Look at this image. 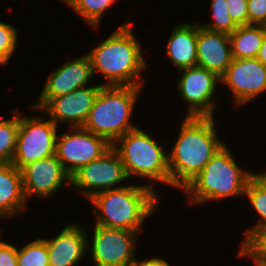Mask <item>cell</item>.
<instances>
[{
  "instance_id": "5",
  "label": "cell",
  "mask_w": 266,
  "mask_h": 266,
  "mask_svg": "<svg viewBox=\"0 0 266 266\" xmlns=\"http://www.w3.org/2000/svg\"><path fill=\"white\" fill-rule=\"evenodd\" d=\"M147 131L139 126L124 134L112 148L120 155L128 179L137 177L147 180L148 183L144 185L158 194L154 184L162 183L170 187L168 148L166 149L164 141L158 143Z\"/></svg>"
},
{
  "instance_id": "3",
  "label": "cell",
  "mask_w": 266,
  "mask_h": 266,
  "mask_svg": "<svg viewBox=\"0 0 266 266\" xmlns=\"http://www.w3.org/2000/svg\"><path fill=\"white\" fill-rule=\"evenodd\" d=\"M130 184L100 192L88 201L93 205L95 225L143 233L147 218L155 214L160 196L150 187ZM130 184V185H129Z\"/></svg>"
},
{
  "instance_id": "23",
  "label": "cell",
  "mask_w": 266,
  "mask_h": 266,
  "mask_svg": "<svg viewBox=\"0 0 266 266\" xmlns=\"http://www.w3.org/2000/svg\"><path fill=\"white\" fill-rule=\"evenodd\" d=\"M14 116L0 118V163H12L16 151L19 128V109L12 110Z\"/></svg>"
},
{
  "instance_id": "12",
  "label": "cell",
  "mask_w": 266,
  "mask_h": 266,
  "mask_svg": "<svg viewBox=\"0 0 266 266\" xmlns=\"http://www.w3.org/2000/svg\"><path fill=\"white\" fill-rule=\"evenodd\" d=\"M220 80L231 90L236 108L266 94V66L257 58H233Z\"/></svg>"
},
{
  "instance_id": "33",
  "label": "cell",
  "mask_w": 266,
  "mask_h": 266,
  "mask_svg": "<svg viewBox=\"0 0 266 266\" xmlns=\"http://www.w3.org/2000/svg\"><path fill=\"white\" fill-rule=\"evenodd\" d=\"M126 266H142V260H137L133 263L127 264Z\"/></svg>"
},
{
  "instance_id": "19",
  "label": "cell",
  "mask_w": 266,
  "mask_h": 266,
  "mask_svg": "<svg viewBox=\"0 0 266 266\" xmlns=\"http://www.w3.org/2000/svg\"><path fill=\"white\" fill-rule=\"evenodd\" d=\"M27 207L21 170L12 163H0V217L4 221L21 216Z\"/></svg>"
},
{
  "instance_id": "1",
  "label": "cell",
  "mask_w": 266,
  "mask_h": 266,
  "mask_svg": "<svg viewBox=\"0 0 266 266\" xmlns=\"http://www.w3.org/2000/svg\"><path fill=\"white\" fill-rule=\"evenodd\" d=\"M125 22V23H124ZM109 36L90 48L88 55L93 75L106 80L103 86H143V73L149 69L133 22L124 21ZM143 53V54H142Z\"/></svg>"
},
{
  "instance_id": "20",
  "label": "cell",
  "mask_w": 266,
  "mask_h": 266,
  "mask_svg": "<svg viewBox=\"0 0 266 266\" xmlns=\"http://www.w3.org/2000/svg\"><path fill=\"white\" fill-rule=\"evenodd\" d=\"M265 35L266 31L263 25L238 26L229 34L232 57L236 59L257 58Z\"/></svg>"
},
{
  "instance_id": "9",
  "label": "cell",
  "mask_w": 266,
  "mask_h": 266,
  "mask_svg": "<svg viewBox=\"0 0 266 266\" xmlns=\"http://www.w3.org/2000/svg\"><path fill=\"white\" fill-rule=\"evenodd\" d=\"M176 84L180 100L186 103L185 117H214L218 101L216 98L220 77L200 66H192L179 71ZM220 84V85H218Z\"/></svg>"
},
{
  "instance_id": "27",
  "label": "cell",
  "mask_w": 266,
  "mask_h": 266,
  "mask_svg": "<svg viewBox=\"0 0 266 266\" xmlns=\"http://www.w3.org/2000/svg\"><path fill=\"white\" fill-rule=\"evenodd\" d=\"M18 27L1 21L0 18V66L7 65L17 51L19 41Z\"/></svg>"
},
{
  "instance_id": "14",
  "label": "cell",
  "mask_w": 266,
  "mask_h": 266,
  "mask_svg": "<svg viewBox=\"0 0 266 266\" xmlns=\"http://www.w3.org/2000/svg\"><path fill=\"white\" fill-rule=\"evenodd\" d=\"M103 85L93 84L72 92L51 98L41 109L58 127L66 124L67 128L83 127L97 94Z\"/></svg>"
},
{
  "instance_id": "6",
  "label": "cell",
  "mask_w": 266,
  "mask_h": 266,
  "mask_svg": "<svg viewBox=\"0 0 266 266\" xmlns=\"http://www.w3.org/2000/svg\"><path fill=\"white\" fill-rule=\"evenodd\" d=\"M144 86H102L82 128L105 138L111 145L137 126L134 108Z\"/></svg>"
},
{
  "instance_id": "29",
  "label": "cell",
  "mask_w": 266,
  "mask_h": 266,
  "mask_svg": "<svg viewBox=\"0 0 266 266\" xmlns=\"http://www.w3.org/2000/svg\"><path fill=\"white\" fill-rule=\"evenodd\" d=\"M249 25H263L266 22V0H248Z\"/></svg>"
},
{
  "instance_id": "21",
  "label": "cell",
  "mask_w": 266,
  "mask_h": 266,
  "mask_svg": "<svg viewBox=\"0 0 266 266\" xmlns=\"http://www.w3.org/2000/svg\"><path fill=\"white\" fill-rule=\"evenodd\" d=\"M259 172V173H258ZM247 183L246 197L253 207L258 220L244 232L242 244L254 231L266 228V171H258Z\"/></svg>"
},
{
  "instance_id": "30",
  "label": "cell",
  "mask_w": 266,
  "mask_h": 266,
  "mask_svg": "<svg viewBox=\"0 0 266 266\" xmlns=\"http://www.w3.org/2000/svg\"><path fill=\"white\" fill-rule=\"evenodd\" d=\"M0 236V266H17V246L2 240Z\"/></svg>"
},
{
  "instance_id": "32",
  "label": "cell",
  "mask_w": 266,
  "mask_h": 266,
  "mask_svg": "<svg viewBox=\"0 0 266 266\" xmlns=\"http://www.w3.org/2000/svg\"><path fill=\"white\" fill-rule=\"evenodd\" d=\"M257 59L266 66V35L262 41L261 47L259 49Z\"/></svg>"
},
{
  "instance_id": "18",
  "label": "cell",
  "mask_w": 266,
  "mask_h": 266,
  "mask_svg": "<svg viewBox=\"0 0 266 266\" xmlns=\"http://www.w3.org/2000/svg\"><path fill=\"white\" fill-rule=\"evenodd\" d=\"M166 49L170 64L177 71L197 65V23H176L171 30Z\"/></svg>"
},
{
  "instance_id": "22",
  "label": "cell",
  "mask_w": 266,
  "mask_h": 266,
  "mask_svg": "<svg viewBox=\"0 0 266 266\" xmlns=\"http://www.w3.org/2000/svg\"><path fill=\"white\" fill-rule=\"evenodd\" d=\"M65 5L77 13L88 26L98 31L101 20L109 8H113L120 0H61ZM98 29V30H97Z\"/></svg>"
},
{
  "instance_id": "13",
  "label": "cell",
  "mask_w": 266,
  "mask_h": 266,
  "mask_svg": "<svg viewBox=\"0 0 266 266\" xmlns=\"http://www.w3.org/2000/svg\"><path fill=\"white\" fill-rule=\"evenodd\" d=\"M44 87L29 107L40 110L51 98L66 95L73 90L90 86L94 78L91 62L85 53L52 70Z\"/></svg>"
},
{
  "instance_id": "26",
  "label": "cell",
  "mask_w": 266,
  "mask_h": 266,
  "mask_svg": "<svg viewBox=\"0 0 266 266\" xmlns=\"http://www.w3.org/2000/svg\"><path fill=\"white\" fill-rule=\"evenodd\" d=\"M210 8L212 12L210 14L212 15L211 19H208L209 23H199L201 27L212 32H223L226 34H231L238 27L229 15L226 0H211Z\"/></svg>"
},
{
  "instance_id": "24",
  "label": "cell",
  "mask_w": 266,
  "mask_h": 266,
  "mask_svg": "<svg viewBox=\"0 0 266 266\" xmlns=\"http://www.w3.org/2000/svg\"><path fill=\"white\" fill-rule=\"evenodd\" d=\"M17 266H50L47 245L43 237L17 247Z\"/></svg>"
},
{
  "instance_id": "7",
  "label": "cell",
  "mask_w": 266,
  "mask_h": 266,
  "mask_svg": "<svg viewBox=\"0 0 266 266\" xmlns=\"http://www.w3.org/2000/svg\"><path fill=\"white\" fill-rule=\"evenodd\" d=\"M29 109L33 113L40 112L42 116L40 114L25 116L19 110L16 151L12 159V164L19 170L29 163L55 155L59 132L57 129L59 127L43 112L33 107Z\"/></svg>"
},
{
  "instance_id": "10",
  "label": "cell",
  "mask_w": 266,
  "mask_h": 266,
  "mask_svg": "<svg viewBox=\"0 0 266 266\" xmlns=\"http://www.w3.org/2000/svg\"><path fill=\"white\" fill-rule=\"evenodd\" d=\"M111 148L112 145L105 138L82 127H73L65 133H58L55 156L71 177L81 167L101 158Z\"/></svg>"
},
{
  "instance_id": "2",
  "label": "cell",
  "mask_w": 266,
  "mask_h": 266,
  "mask_svg": "<svg viewBox=\"0 0 266 266\" xmlns=\"http://www.w3.org/2000/svg\"><path fill=\"white\" fill-rule=\"evenodd\" d=\"M215 117H184L168 152L170 187L182 191L225 144Z\"/></svg>"
},
{
  "instance_id": "31",
  "label": "cell",
  "mask_w": 266,
  "mask_h": 266,
  "mask_svg": "<svg viewBox=\"0 0 266 266\" xmlns=\"http://www.w3.org/2000/svg\"><path fill=\"white\" fill-rule=\"evenodd\" d=\"M142 266H172L166 259L159 256H153L151 258L142 259Z\"/></svg>"
},
{
  "instance_id": "11",
  "label": "cell",
  "mask_w": 266,
  "mask_h": 266,
  "mask_svg": "<svg viewBox=\"0 0 266 266\" xmlns=\"http://www.w3.org/2000/svg\"><path fill=\"white\" fill-rule=\"evenodd\" d=\"M128 179L120 155L111 148L101 158L81 167L71 176L70 187L89 200L94 195L126 186ZM125 182L123 185L122 183Z\"/></svg>"
},
{
  "instance_id": "15",
  "label": "cell",
  "mask_w": 266,
  "mask_h": 266,
  "mask_svg": "<svg viewBox=\"0 0 266 266\" xmlns=\"http://www.w3.org/2000/svg\"><path fill=\"white\" fill-rule=\"evenodd\" d=\"M21 173L27 201L31 197L49 199L62 186L71 184V177L55 155L29 163L21 169Z\"/></svg>"
},
{
  "instance_id": "25",
  "label": "cell",
  "mask_w": 266,
  "mask_h": 266,
  "mask_svg": "<svg viewBox=\"0 0 266 266\" xmlns=\"http://www.w3.org/2000/svg\"><path fill=\"white\" fill-rule=\"evenodd\" d=\"M237 252V257H249L255 266H266V228L254 231Z\"/></svg>"
},
{
  "instance_id": "4",
  "label": "cell",
  "mask_w": 266,
  "mask_h": 266,
  "mask_svg": "<svg viewBox=\"0 0 266 266\" xmlns=\"http://www.w3.org/2000/svg\"><path fill=\"white\" fill-rule=\"evenodd\" d=\"M228 146L224 144L182 190L191 205L219 202L235 196L244 199L247 183L257 172L241 168Z\"/></svg>"
},
{
  "instance_id": "17",
  "label": "cell",
  "mask_w": 266,
  "mask_h": 266,
  "mask_svg": "<svg viewBox=\"0 0 266 266\" xmlns=\"http://www.w3.org/2000/svg\"><path fill=\"white\" fill-rule=\"evenodd\" d=\"M196 54L197 66L221 78L233 59L229 34L206 30L198 22Z\"/></svg>"
},
{
  "instance_id": "34",
  "label": "cell",
  "mask_w": 266,
  "mask_h": 266,
  "mask_svg": "<svg viewBox=\"0 0 266 266\" xmlns=\"http://www.w3.org/2000/svg\"><path fill=\"white\" fill-rule=\"evenodd\" d=\"M263 26H264V29H265V31H266V22L263 24Z\"/></svg>"
},
{
  "instance_id": "16",
  "label": "cell",
  "mask_w": 266,
  "mask_h": 266,
  "mask_svg": "<svg viewBox=\"0 0 266 266\" xmlns=\"http://www.w3.org/2000/svg\"><path fill=\"white\" fill-rule=\"evenodd\" d=\"M43 239L50 266H78L88 253L86 228L76 222H69L56 237Z\"/></svg>"
},
{
  "instance_id": "28",
  "label": "cell",
  "mask_w": 266,
  "mask_h": 266,
  "mask_svg": "<svg viewBox=\"0 0 266 266\" xmlns=\"http://www.w3.org/2000/svg\"><path fill=\"white\" fill-rule=\"evenodd\" d=\"M229 15L237 26L249 25L248 0H226Z\"/></svg>"
},
{
  "instance_id": "8",
  "label": "cell",
  "mask_w": 266,
  "mask_h": 266,
  "mask_svg": "<svg viewBox=\"0 0 266 266\" xmlns=\"http://www.w3.org/2000/svg\"><path fill=\"white\" fill-rule=\"evenodd\" d=\"M93 225L92 235L86 229L93 266H126L138 260L136 248L141 233Z\"/></svg>"
}]
</instances>
